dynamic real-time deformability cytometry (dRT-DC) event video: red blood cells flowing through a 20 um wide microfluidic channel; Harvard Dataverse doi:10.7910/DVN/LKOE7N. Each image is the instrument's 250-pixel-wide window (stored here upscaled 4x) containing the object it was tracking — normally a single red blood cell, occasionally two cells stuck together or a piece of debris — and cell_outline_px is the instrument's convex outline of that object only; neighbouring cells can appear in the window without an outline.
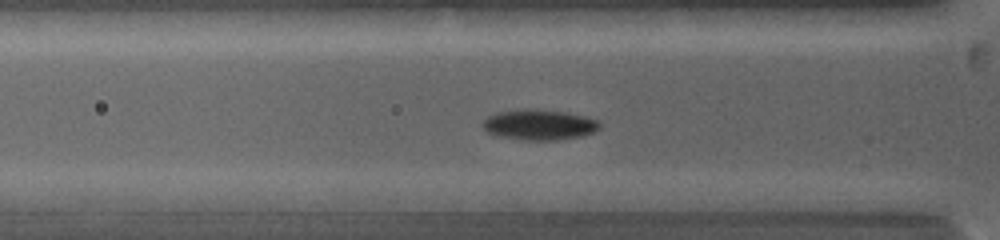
{"species": "common noctule bat (a hibernating species)", "species_latin": "Nyctalus noctula", "temperature_condition": "warm", "stored_images_in_passage": 36, "camera_frame_rate_fps": 5000, "um_per_image_px": 0.085, "animal": {"sex": "female", "body_mass_g": 19.0, "forearm_length_mm": 53.3}, "frame": {"image": 1, "passage_image": 9, "time_ms": 3.2, "image_size_px": [1000, 240], "cell_outline_px": [[600, 128], [596, 132], [580, 136], [556, 140], [524, 140], [500, 136], [488, 132], [480, 124], [488, 116], [496, 112], [520, 108], [536, 108], [568, 112], [596, 120], [600, 124]], "centroid_in_image_um": [45.81, 10.58], "position_along_channel_um": 80.0, "area_um2": 20.98}}
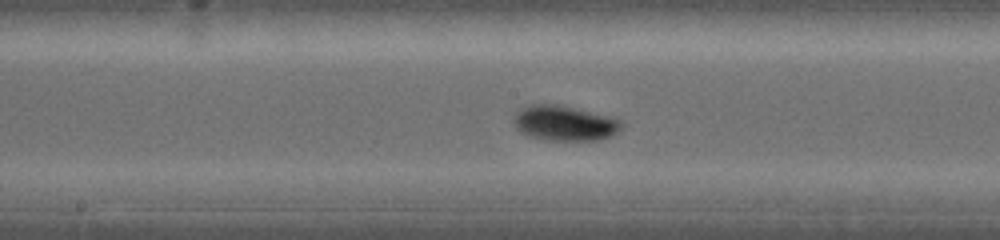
{"frame": {"image": 2, "passage_image": 18, "time_ms": 6.2, "image_size_px": [1000, 240], "cell_outline_px": [[624, 124], [612, 136], [600, 140], [544, 140], [528, 136], [520, 132], [516, 128], [512, 120], [512, 116], [520, 108], [528, 104], [564, 104], [608, 116], [620, 120]], "centroid_in_image_um": [47.94, 10.45], "position_along_channel_um": 200.3, "area_um2": 22.54}}
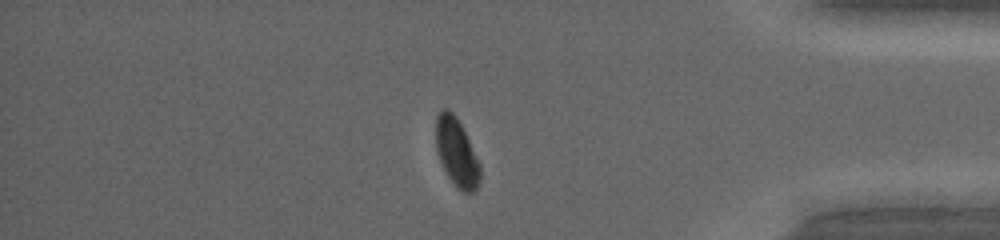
{"frame": {"image": 3, "passage_image": 33, "time_ms": 11.8, "image_size_px": [1000, 240], "cell_outline_px": [[480, 180], [476, 188], [472, 192], [464, 192], [456, 188], [448, 176], [436, 152], [436, 116], [440, 108], [448, 108], [456, 116], [480, 164]], "centroid_in_image_um": [38.79, 12.94], "position_along_channel_um": 396.4, "area_um2": 17.4}, "authors_computed_cell_mechanics": {"area_um2": 20.3745, "velocity_mm_per_s": 4.0084, "shape_relaxation_time_tau1_ms": 1.7945, "shape_relaxation_time_tau2_ms": null, "deformation_change_tau1": 0.1159, "deformation_change_tau2": null}}